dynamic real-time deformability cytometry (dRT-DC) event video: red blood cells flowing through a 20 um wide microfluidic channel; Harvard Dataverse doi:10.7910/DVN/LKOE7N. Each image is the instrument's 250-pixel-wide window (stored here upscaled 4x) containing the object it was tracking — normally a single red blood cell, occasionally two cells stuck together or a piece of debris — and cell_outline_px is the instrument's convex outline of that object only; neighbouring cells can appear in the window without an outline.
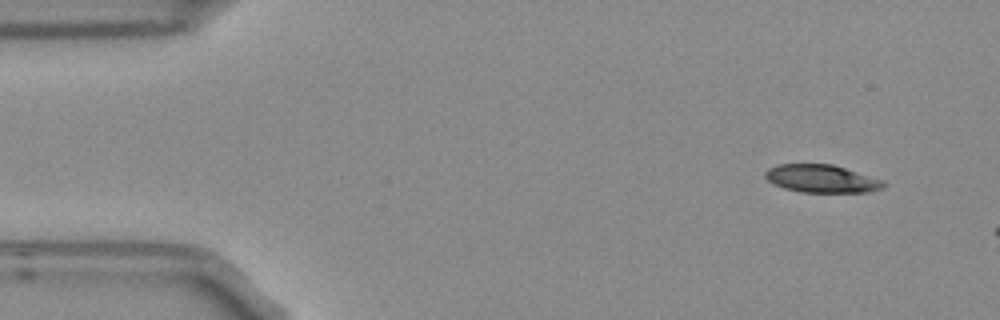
{"species": "Egyptian fruit bat (a non-hibernating species)", "species_latin": "Rousettus aegyptiacus", "temperature_condition": "room temperature", "stored_images_in_passage": 3, "camera_frame_rate_fps": 3000, "um_per_image_px": 0.085, "frame": {"image": 1, "passage_image": 1, "time_ms": 0.0, "image_size_px": [1000, 320], "cell_outline_px": [[888, 184], [884, 188], [872, 192], [800, 192], [784, 188], [768, 180], [764, 176], [764, 172], [768, 168], [776, 164], [832, 164], [884, 180]], "centroid_in_image_um": [69.88, 15.19], "position_along_channel_um": 15.1, "area_um2": 19.36}}